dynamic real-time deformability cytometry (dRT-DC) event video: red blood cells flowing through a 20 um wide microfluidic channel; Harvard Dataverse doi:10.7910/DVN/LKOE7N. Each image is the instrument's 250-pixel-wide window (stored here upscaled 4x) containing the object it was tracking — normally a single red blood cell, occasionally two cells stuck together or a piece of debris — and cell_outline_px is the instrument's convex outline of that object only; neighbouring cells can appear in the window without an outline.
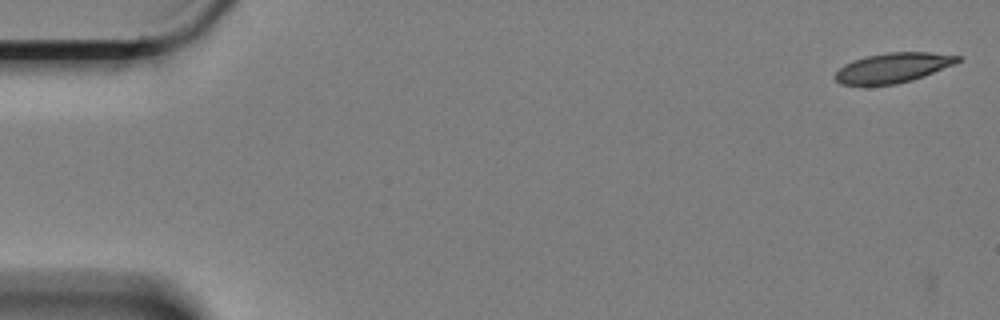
{"species": "Egyptian fruit bat (a non-hibernating species)", "species_latin": "Rousettus aegyptiacus", "temperature_condition": "cold", "stored_images_in_passage": 7, "camera_frame_rate_fps": 3000, "um_per_image_px": 0.085, "animal": {"sex": "female"}, "frame": {"image": 1, "passage_image": 2, "time_ms": 0.333, "image_size_px": [1000, 320], "cell_outline_px": [[964, 56], [960, 60], [952, 64], [924, 76], [912, 80], [896, 84], [860, 88], [840, 84], [832, 76], [844, 64], [868, 56], [888, 52], [928, 52]], "centroid_in_image_um": [75.82, 5.81], "position_along_channel_um": 9.2, "area_um2": 21.73}}